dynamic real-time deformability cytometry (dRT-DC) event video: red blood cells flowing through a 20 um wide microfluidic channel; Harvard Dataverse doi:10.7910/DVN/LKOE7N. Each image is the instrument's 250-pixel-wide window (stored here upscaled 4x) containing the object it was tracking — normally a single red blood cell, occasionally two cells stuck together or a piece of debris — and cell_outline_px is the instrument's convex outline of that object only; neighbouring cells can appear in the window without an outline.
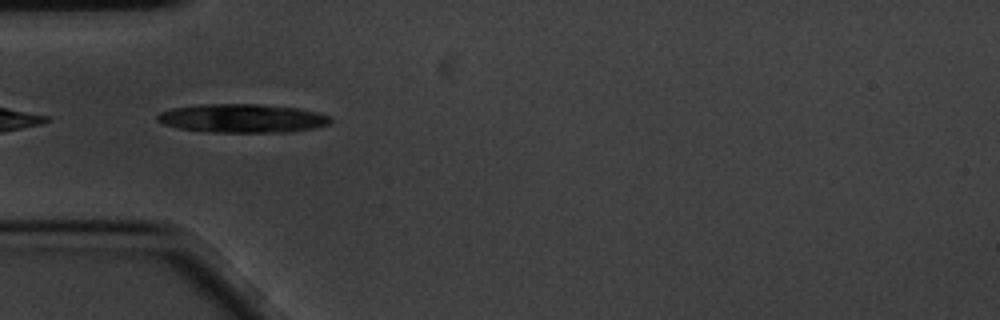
{"species": "common noctule bat (a hibernating species)", "species_latin": "Nyctalus noctula", "temperature_condition": "cold", "stored_images_in_passage": 41, "camera_frame_rate_fps": 3000, "um_per_image_px": 0.085, "animal": {"sex": "male", "body_mass_g": 20.1, "forearm_length_mm": 53.5}, "frame": {"image": 1, "passage_image": 2, "time_ms": 0.333, "image_size_px": [1000, 320], "cell_outline_px": [[332, 120], [328, 124], [312, 128], [284, 132], [212, 132], [180, 128], [164, 124], [156, 120], [156, 116], [160, 112], [172, 108], [196, 104], [256, 104], [300, 108], [320, 112], [332, 116]], "centroid_in_image_um": [20.61, 10.04], "position_along_channel_um": 64.4, "area_um2": 28.96}}
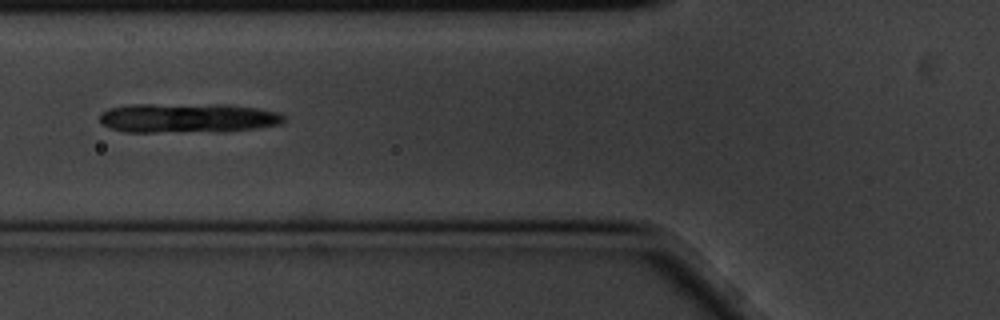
{"frame": {"image": 2, "passage_image": 6, "time_ms": 1.667, "image_size_px": [1000, 320], "cell_outline_px": [[284, 120], [280, 124], [256, 128], [152, 132], [124, 132], [112, 128], [104, 124], [100, 120], [100, 112], [108, 108], [124, 104], [232, 104], [280, 112], [284, 116]], "centroid_in_image_um": [15.89, 9.99], "position_along_channel_um": 109.9, "area_um2": 31.33}}